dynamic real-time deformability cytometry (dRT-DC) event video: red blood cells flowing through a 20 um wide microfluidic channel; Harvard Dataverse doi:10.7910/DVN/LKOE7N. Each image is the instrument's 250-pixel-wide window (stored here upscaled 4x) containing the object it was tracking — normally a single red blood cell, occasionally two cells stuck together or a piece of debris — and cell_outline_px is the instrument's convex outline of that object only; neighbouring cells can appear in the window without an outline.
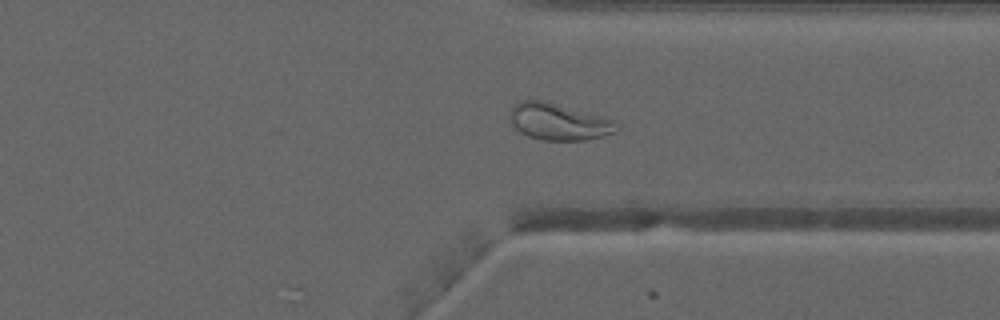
{"species": "common noctule bat (a hibernating species)", "species_latin": "Nyctalus noctula", "temperature_condition": "warm", "stored_images_in_passage": 51, "camera_frame_rate_fps": 3000, "um_per_image_px": 0.085, "animal": {"sex": "male", "forearm_length_mm": 52.5}, "frame": {"image": 1, "passage_image": 40, "time_ms": 13.0, "image_size_px": [1000, 320], "cell_outline_px": [[620, 128], [616, 132], [604, 136], [584, 140], [540, 140], [528, 136], [520, 132], [512, 124], [508, 116], [508, 112], [520, 100], [544, 100], [604, 116], [616, 120], [620, 124]], "centroid_in_image_um": [47.52, 10.34], "position_along_channel_um": 363.9, "area_um2": 23.29}}
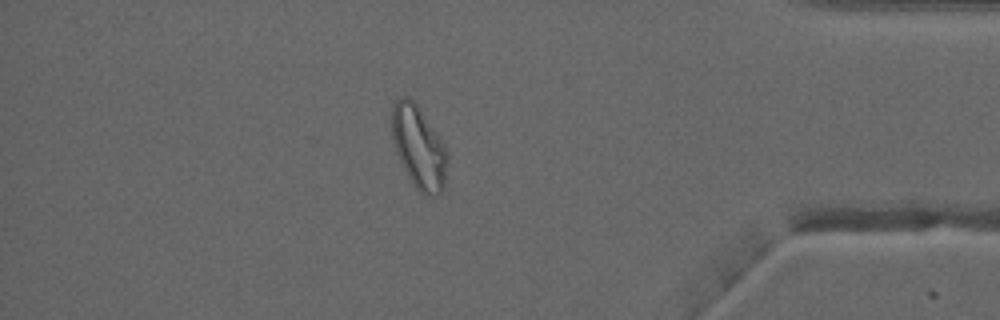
{"frame": {"image": 2, "passage_image": 45, "time_ms": 14.667, "image_size_px": [1000, 320], "cell_outline_px": [[448, 160], [444, 188], [436, 196], [432, 196], [420, 192], [412, 184], [396, 152], [392, 136], [392, 104], [396, 100], [404, 96], [408, 96], [420, 108], [444, 144], [448, 152]], "centroid_in_image_um": [35.61, 12.52], "position_along_channel_um": 399.6, "area_um2": 26.7}, "authors_computed_cell_mechanics": {"area_um2": 27.2816, "velocity_mm_per_s": 4.0245, "shape_relaxation_time_tau1_ms": null, "shape_relaxation_time_tau2_ms": 1.0466, "deformation_change_tau1": null, "deformation_change_tau2": 0.0778}}